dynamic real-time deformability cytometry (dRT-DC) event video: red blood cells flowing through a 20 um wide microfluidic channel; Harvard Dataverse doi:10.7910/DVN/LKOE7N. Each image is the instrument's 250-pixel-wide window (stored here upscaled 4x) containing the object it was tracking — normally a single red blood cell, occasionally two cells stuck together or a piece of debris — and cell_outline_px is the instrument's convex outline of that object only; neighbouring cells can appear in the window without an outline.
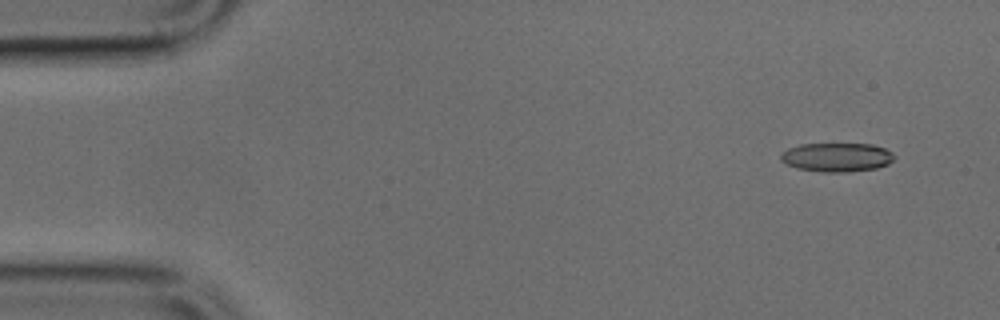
{"species": "common noctule bat (a hibernating species)", "species_latin": "Nyctalus noctula", "temperature_condition": "cold", "stored_images_in_passage": 3, "camera_frame_rate_fps": 3000, "um_per_image_px": 0.085, "animal": {"sex": "male", "body_mass_g": 17.9, "forearm_length_mm": 54.2}, "frame": {"image": 1, "passage_image": 1, "time_ms": 0.0, "image_size_px": [1000, 320], "cell_outline_px": [[896, 156], [888, 164], [876, 168], [848, 172], [824, 172], [796, 168], [780, 160], [780, 156], [788, 148], [800, 144], [872, 144], [884, 148], [892, 152]], "centroid_in_image_um": [71.14, 13.36], "position_along_channel_um": 13.9, "area_um2": 19.07}}
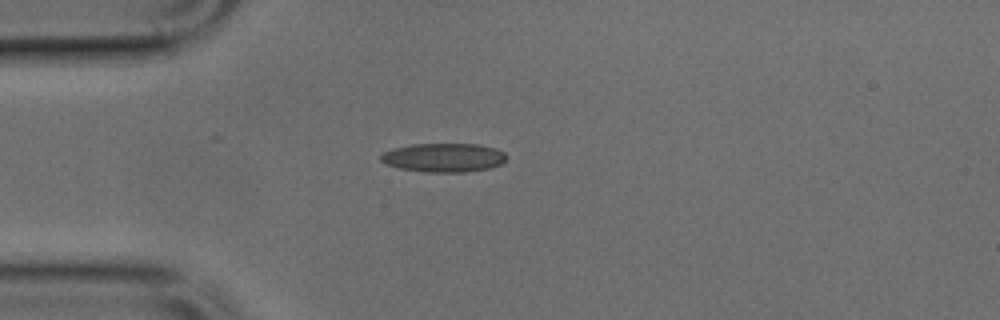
{"frame": {"image": 2, "passage_image": 3, "time_ms": 0.667, "image_size_px": [1000, 320], "cell_outline_px": [[508, 156], [500, 164], [488, 168], [464, 172], [424, 172], [400, 168], [388, 164], [380, 160], [380, 156], [384, 152], [392, 148], [412, 144], [480, 144], [496, 148], [504, 152]], "centroid_in_image_um": [37.72, 13.38], "position_along_channel_um": 47.3, "area_um2": 21.1}}